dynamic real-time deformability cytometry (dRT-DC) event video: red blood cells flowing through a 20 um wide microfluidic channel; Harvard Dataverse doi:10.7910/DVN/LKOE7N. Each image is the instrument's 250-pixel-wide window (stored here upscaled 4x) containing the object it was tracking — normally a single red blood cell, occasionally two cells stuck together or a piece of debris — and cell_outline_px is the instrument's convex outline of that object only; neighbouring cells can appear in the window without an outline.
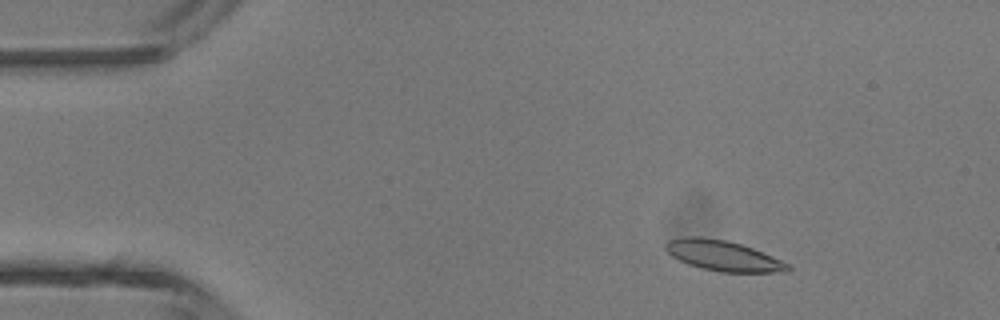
{"species": "common noctule bat (a hibernating species)", "species_latin": "Nyctalus noctula", "temperature_condition": "room temperature", "stored_images_in_passage": 45, "camera_frame_rate_fps": 3000, "um_per_image_px": 0.085, "animal": {"sex": "male", "body_mass_g": 13.3}, "frame": {"image": 1, "passage_image": 6, "time_ms": 1.667, "image_size_px": [1000, 320], "cell_outline_px": [[792, 268], [788, 272], [720, 272], [700, 268], [688, 264], [672, 256], [664, 248], [664, 244], [668, 240], [684, 236], [700, 236], [728, 240], [752, 248], [780, 260], [788, 264]], "centroid_in_image_um": [61.42, 21.73], "position_along_channel_um": 23.6, "area_um2": 21.68}}
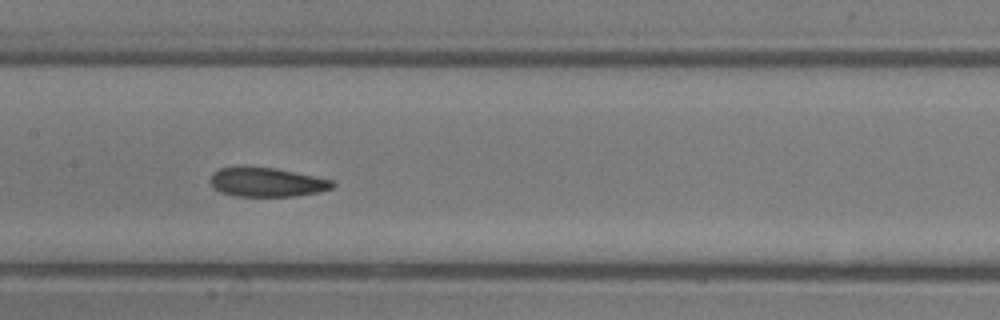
{"frame": {"image": 2, "passage_image": 22, "time_ms": 7.0, "image_size_px": [1000, 320], "cell_outline_px": [[336, 184], [332, 188], [320, 192], [296, 196], [236, 196], [220, 192], [208, 180], [212, 172], [220, 168], [276, 168], [332, 180]], "centroid_in_image_um": [22.69, 15.5], "position_along_channel_um": 184.7, "area_um2": 20.46}}
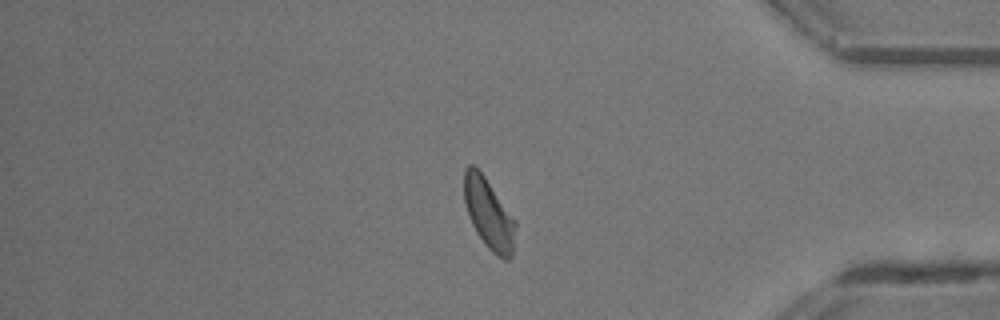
{"frame": {"image": 3, "passage_image": 38, "time_ms": 12.333, "image_size_px": [1000, 320], "cell_outline_px": [[516, 228], [512, 256], [508, 260], [504, 260], [496, 256], [484, 244], [476, 232], [468, 216], [464, 200], [464, 168], [468, 164], [472, 164], [484, 176], [516, 220]], "centroid_in_image_um": [41.55, 18.2], "position_along_channel_um": 393.7, "area_um2": 21.21}, "authors_computed_cell_mechanics": {"area_um2": 21.097, "velocity_mm_per_s": 4.4753, "shape_relaxation_time_tau1_ms": 3.2358, "shape_relaxation_time_tau2_ms": 1.9713, "deformation_change_tau1": 0.1191, "deformation_change_tau2": 0.0931}}